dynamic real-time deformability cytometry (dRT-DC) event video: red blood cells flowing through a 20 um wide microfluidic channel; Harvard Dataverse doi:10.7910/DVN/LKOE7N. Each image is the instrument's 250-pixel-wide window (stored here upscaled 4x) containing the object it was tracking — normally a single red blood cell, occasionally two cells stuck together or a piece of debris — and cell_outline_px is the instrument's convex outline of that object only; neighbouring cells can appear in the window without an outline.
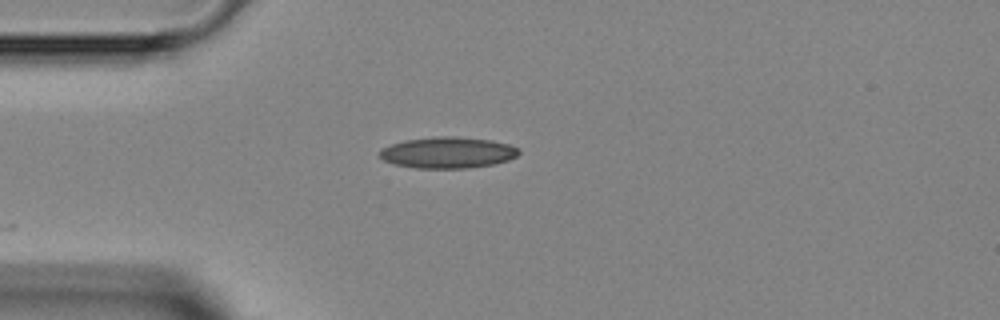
{"species": "Egyptian fruit bat (a non-hibernating species)", "species_latin": "Rousettus aegyptiacus", "temperature_condition": "room temperature", "stored_images_in_passage": 2, "camera_frame_rate_fps": 3000, "um_per_image_px": 0.085, "animal": {"sex": "female"}, "frame": {"image": 1, "passage_image": 1, "time_ms": 0.0, "image_size_px": [1000, 320], "cell_outline_px": [[520, 152], [516, 156], [508, 160], [492, 164], [468, 168], [416, 168], [392, 164], [384, 160], [380, 156], [380, 148], [392, 144], [408, 140], [436, 136], [452, 136], [492, 140], [508, 144], [520, 148]], "centroid_in_image_um": [38.06, 12.97], "position_along_channel_um": 46.9, "area_um2": 25.26}}